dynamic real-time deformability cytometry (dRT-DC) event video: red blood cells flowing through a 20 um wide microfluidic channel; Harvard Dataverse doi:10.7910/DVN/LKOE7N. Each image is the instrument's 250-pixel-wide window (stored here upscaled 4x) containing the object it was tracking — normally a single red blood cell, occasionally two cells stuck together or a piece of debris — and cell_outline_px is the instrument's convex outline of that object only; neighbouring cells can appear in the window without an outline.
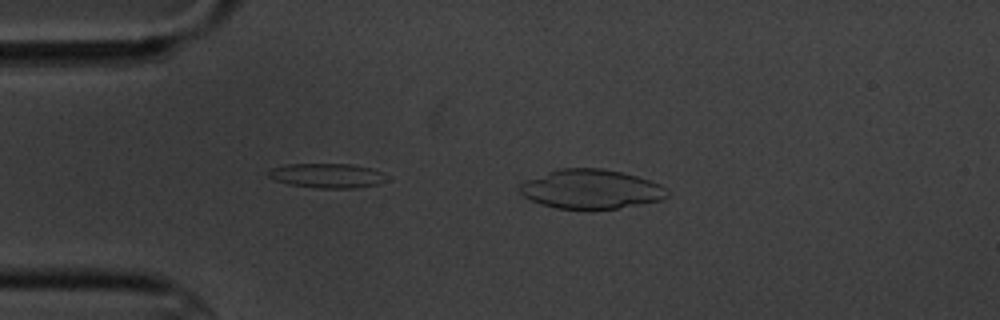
{"species": "common noctule bat (a hibernating species)", "species_latin": "Nyctalus noctula", "temperature_condition": "cold", "stored_images_in_passage": 13, "camera_frame_rate_fps": 3000, "um_per_image_px": 0.085, "animal": {"sex": "male", "body_mass_g": 20.1, "forearm_length_mm": 53.5}, "frame": {"image": 1, "passage_image": 4, "time_ms": 3.667, "image_size_px": [1000, 320], "cell_outline_px": [[668, 196], [660, 200], [640, 204], [616, 208], [556, 208], [532, 200], [524, 196], [516, 188], [520, 184], [528, 180], [548, 172], [560, 168], [600, 168], [624, 172], [660, 184], [668, 192]], "centroid_in_image_um": [50.24, 16.06], "position_along_channel_um": 34.8, "area_um2": 33.18}}